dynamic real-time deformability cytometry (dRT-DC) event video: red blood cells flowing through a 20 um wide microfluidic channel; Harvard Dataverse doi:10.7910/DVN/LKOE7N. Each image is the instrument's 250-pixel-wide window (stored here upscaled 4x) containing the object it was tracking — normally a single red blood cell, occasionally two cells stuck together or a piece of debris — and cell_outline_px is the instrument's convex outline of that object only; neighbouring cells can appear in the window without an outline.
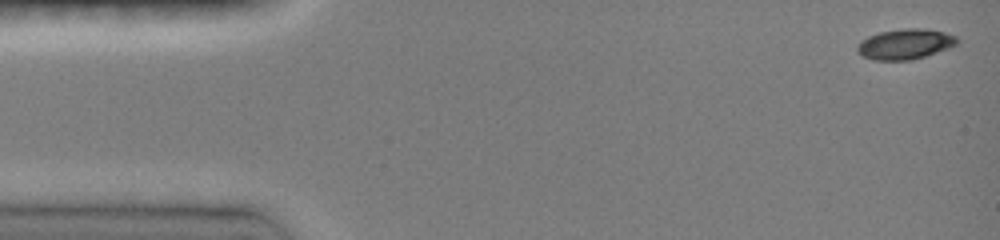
{"species": "common noctule bat (a hibernating species)", "species_latin": "Nyctalus noctula", "temperature_condition": "room temperature", "stored_images_in_passage": 45, "camera_frame_rate_fps": 3000, "um_per_image_px": 0.085, "animal": {"sex": "female", "body_mass_g": 19.0, "forearm_length_mm": 51.5}, "frame": {"image": 1, "passage_image": 1, "time_ms": 0.0, "image_size_px": [1000, 240], "cell_outline_px": [[960, 40], [956, 44], [948, 48], [912, 60], [872, 60], [864, 56], [856, 48], [856, 44], [860, 40], [868, 36], [880, 32], [904, 28], [920, 28], [944, 32], [956, 36]], "centroid_in_image_um": [76.92, 3.74], "position_along_channel_um": 8.1, "area_um2": 17.57}}
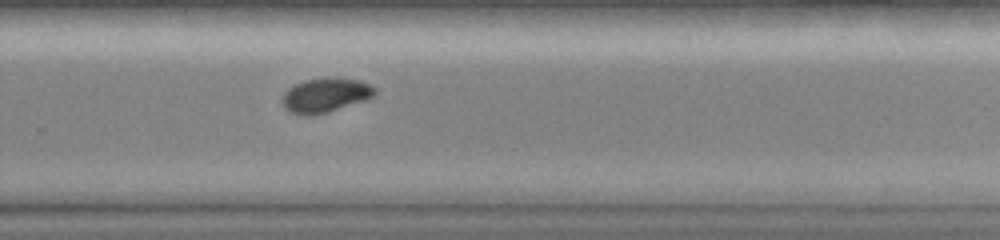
{"frame": {"image": 2, "passage_image": 31, "time_ms": 10.0, "image_size_px": [1000, 240], "cell_outline_px": [[376, 92], [368, 100], [328, 112], [312, 116], [308, 116], [292, 112], [284, 108], [284, 92], [288, 88], [304, 80], [336, 76], [360, 80], [376, 88]], "centroid_in_image_um": [27.71, 8.08], "position_along_channel_um": 302.1, "area_um2": 18.67}}
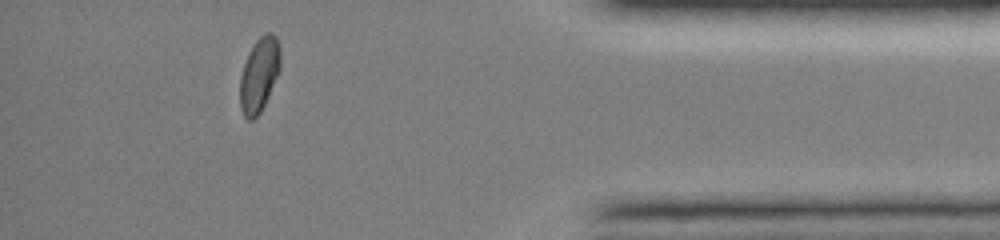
{"frame": {"image": 3, "passage_image": 41, "time_ms": 13.333, "image_size_px": [1000, 240], "cell_outline_px": [[280, 68], [264, 104], [260, 112], [252, 120], [248, 120], [244, 116], [240, 108], [240, 76], [248, 52], [256, 40], [264, 32], [272, 32], [276, 36], [280, 44]], "centroid_in_image_um": [22.03, 6.3], "position_along_channel_um": 413.2, "area_um2": 17.46}, "authors_computed_cell_mechanics": {"area_um2": 18.0336, "velocity_mm_per_s": 4.1247, "shape_relaxation_time_tau1_ms": 5.6379, "shape_relaxation_time_tau2_ms": 4.9844, "deformation_change_tau1": 0.152, "deformation_change_tau2": 0.0518}}